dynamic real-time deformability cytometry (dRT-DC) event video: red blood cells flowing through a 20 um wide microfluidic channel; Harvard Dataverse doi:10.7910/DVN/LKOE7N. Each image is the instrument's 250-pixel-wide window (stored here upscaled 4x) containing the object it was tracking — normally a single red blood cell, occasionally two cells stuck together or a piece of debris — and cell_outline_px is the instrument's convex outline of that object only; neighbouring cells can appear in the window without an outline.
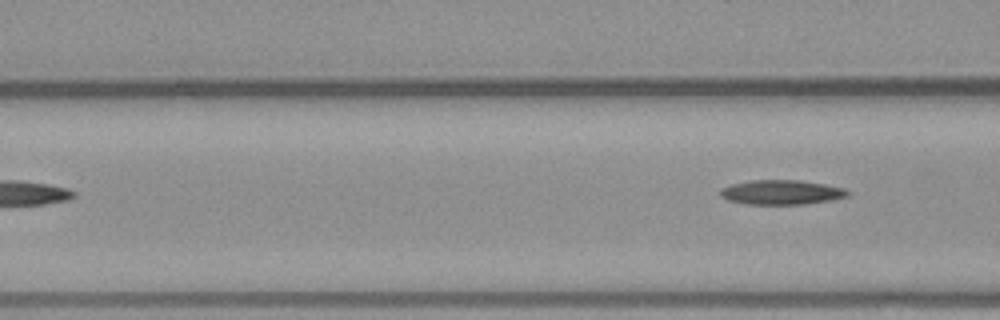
{"species": "common noctule bat (a hibernating species)", "species_latin": "Nyctalus noctula", "temperature_condition": "warm", "stored_images_in_passage": 5, "camera_frame_rate_fps": 3000, "um_per_image_px": 0.085, "animal": {"sex": "male", "body_mass_g": 23.1, "forearm_length_mm": 52.7}, "frame": {"image": 1, "passage_image": 5, "time_ms": 5.333, "image_size_px": [1000, 320], "cell_outline_px": [[852, 192], [848, 196], [832, 200], [804, 204], [748, 204], [728, 200], [720, 196], [720, 188], [732, 184], [748, 180], [800, 180], [824, 184], [844, 188]], "centroid_in_image_um": [66.43, 16.34], "position_along_channel_um": 100.2, "area_um2": 18.32}}